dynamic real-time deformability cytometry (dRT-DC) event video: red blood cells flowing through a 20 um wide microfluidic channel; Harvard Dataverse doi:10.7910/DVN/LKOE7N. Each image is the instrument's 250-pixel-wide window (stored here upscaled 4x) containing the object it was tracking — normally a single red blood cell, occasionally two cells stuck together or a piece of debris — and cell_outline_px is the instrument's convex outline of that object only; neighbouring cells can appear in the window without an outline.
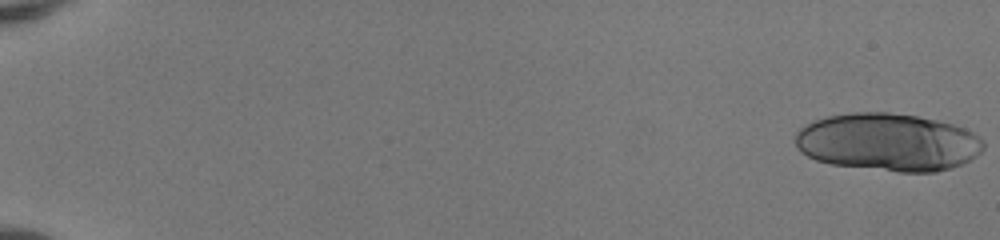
{"species": "human", "species_latin": "Homo sapiens", "temperature_condition": "room temperature", "stored_images_in_passage": 17, "camera_frame_rate_fps": 3000, "um_per_image_px": 0.085, "donor": {"sex": "female"}, "frame": {"image": 1, "passage_image": 1, "time_ms": 0.0, "image_size_px": [1000, 240], "cell_outline_px": [[984, 148], [976, 156], [952, 168], [936, 172], [896, 172], [832, 164], [816, 160], [800, 152], [796, 148], [796, 132], [804, 124], [812, 120], [828, 116], [852, 112], [888, 112], [916, 116], [936, 120], [952, 124], [964, 128], [972, 132], [984, 140]], "centroid_in_image_um": [75.46, 12.08], "position_along_channel_um": 9.5, "area_um2": 63.58}}